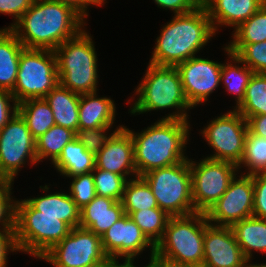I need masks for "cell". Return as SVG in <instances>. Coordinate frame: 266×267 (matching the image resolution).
Segmentation results:
<instances>
[{
	"mask_svg": "<svg viewBox=\"0 0 266 267\" xmlns=\"http://www.w3.org/2000/svg\"><path fill=\"white\" fill-rule=\"evenodd\" d=\"M85 19L68 5L35 0L10 28L27 49L55 50L84 28Z\"/></svg>",
	"mask_w": 266,
	"mask_h": 267,
	"instance_id": "6da1fadb",
	"label": "cell"
},
{
	"mask_svg": "<svg viewBox=\"0 0 266 267\" xmlns=\"http://www.w3.org/2000/svg\"><path fill=\"white\" fill-rule=\"evenodd\" d=\"M189 124L188 120L160 119L140 133L123 125L133 138L137 176L187 160L184 148L190 135Z\"/></svg>",
	"mask_w": 266,
	"mask_h": 267,
	"instance_id": "7a4b0ae2",
	"label": "cell"
},
{
	"mask_svg": "<svg viewBox=\"0 0 266 267\" xmlns=\"http://www.w3.org/2000/svg\"><path fill=\"white\" fill-rule=\"evenodd\" d=\"M215 34L202 4L190 13L174 15L157 37V44L149 63L176 66L194 57Z\"/></svg>",
	"mask_w": 266,
	"mask_h": 267,
	"instance_id": "3957f363",
	"label": "cell"
},
{
	"mask_svg": "<svg viewBox=\"0 0 266 267\" xmlns=\"http://www.w3.org/2000/svg\"><path fill=\"white\" fill-rule=\"evenodd\" d=\"M205 213L170 217L163 238L155 246V257L173 267H202Z\"/></svg>",
	"mask_w": 266,
	"mask_h": 267,
	"instance_id": "277c9868",
	"label": "cell"
},
{
	"mask_svg": "<svg viewBox=\"0 0 266 267\" xmlns=\"http://www.w3.org/2000/svg\"><path fill=\"white\" fill-rule=\"evenodd\" d=\"M143 80L137 86V101L130 107L132 115L176 108V112L161 119L188 120L187 111L192 109L188 103L180 74L175 66H158L148 64Z\"/></svg>",
	"mask_w": 266,
	"mask_h": 267,
	"instance_id": "5b68a950",
	"label": "cell"
},
{
	"mask_svg": "<svg viewBox=\"0 0 266 267\" xmlns=\"http://www.w3.org/2000/svg\"><path fill=\"white\" fill-rule=\"evenodd\" d=\"M59 83L78 94L97 92V54L84 29L55 50Z\"/></svg>",
	"mask_w": 266,
	"mask_h": 267,
	"instance_id": "8992f818",
	"label": "cell"
},
{
	"mask_svg": "<svg viewBox=\"0 0 266 267\" xmlns=\"http://www.w3.org/2000/svg\"><path fill=\"white\" fill-rule=\"evenodd\" d=\"M71 228L57 216L40 215L25 199L15 204V242L18 251L41 258L61 242Z\"/></svg>",
	"mask_w": 266,
	"mask_h": 267,
	"instance_id": "52a82bcc",
	"label": "cell"
},
{
	"mask_svg": "<svg viewBox=\"0 0 266 267\" xmlns=\"http://www.w3.org/2000/svg\"><path fill=\"white\" fill-rule=\"evenodd\" d=\"M150 186L158 207L170 217L195 213L189 159L141 176Z\"/></svg>",
	"mask_w": 266,
	"mask_h": 267,
	"instance_id": "ba28073f",
	"label": "cell"
},
{
	"mask_svg": "<svg viewBox=\"0 0 266 267\" xmlns=\"http://www.w3.org/2000/svg\"><path fill=\"white\" fill-rule=\"evenodd\" d=\"M58 83L55 51L27 48L21 51L17 79L11 92L17 104L44 98Z\"/></svg>",
	"mask_w": 266,
	"mask_h": 267,
	"instance_id": "9c48e42d",
	"label": "cell"
},
{
	"mask_svg": "<svg viewBox=\"0 0 266 267\" xmlns=\"http://www.w3.org/2000/svg\"><path fill=\"white\" fill-rule=\"evenodd\" d=\"M40 259L54 267H106L109 261L102 248L101 236L82 227L72 228Z\"/></svg>",
	"mask_w": 266,
	"mask_h": 267,
	"instance_id": "30bf717a",
	"label": "cell"
},
{
	"mask_svg": "<svg viewBox=\"0 0 266 267\" xmlns=\"http://www.w3.org/2000/svg\"><path fill=\"white\" fill-rule=\"evenodd\" d=\"M190 160L192 201L195 213L206 214L225 193L239 170L236 164L228 161L204 158L200 163H196Z\"/></svg>",
	"mask_w": 266,
	"mask_h": 267,
	"instance_id": "8fae6325",
	"label": "cell"
},
{
	"mask_svg": "<svg viewBox=\"0 0 266 267\" xmlns=\"http://www.w3.org/2000/svg\"><path fill=\"white\" fill-rule=\"evenodd\" d=\"M247 132V120L235 109L213 118L201 130L215 153L206 158L238 165L243 157Z\"/></svg>",
	"mask_w": 266,
	"mask_h": 267,
	"instance_id": "7c38bea8",
	"label": "cell"
},
{
	"mask_svg": "<svg viewBox=\"0 0 266 267\" xmlns=\"http://www.w3.org/2000/svg\"><path fill=\"white\" fill-rule=\"evenodd\" d=\"M27 159L33 165L38 163L36 140L25 120L16 113L0 130V177L9 178L14 182L18 171L26 164Z\"/></svg>",
	"mask_w": 266,
	"mask_h": 267,
	"instance_id": "4fadbf2b",
	"label": "cell"
},
{
	"mask_svg": "<svg viewBox=\"0 0 266 267\" xmlns=\"http://www.w3.org/2000/svg\"><path fill=\"white\" fill-rule=\"evenodd\" d=\"M239 177V178H237ZM235 176L220 199L209 209L206 217L210 224L232 226L235 222L253 216V175Z\"/></svg>",
	"mask_w": 266,
	"mask_h": 267,
	"instance_id": "5bb4252c",
	"label": "cell"
},
{
	"mask_svg": "<svg viewBox=\"0 0 266 267\" xmlns=\"http://www.w3.org/2000/svg\"><path fill=\"white\" fill-rule=\"evenodd\" d=\"M222 63L194 56L177 64L185 97L192 108L208 100L221 83Z\"/></svg>",
	"mask_w": 266,
	"mask_h": 267,
	"instance_id": "9a60e30c",
	"label": "cell"
},
{
	"mask_svg": "<svg viewBox=\"0 0 266 267\" xmlns=\"http://www.w3.org/2000/svg\"><path fill=\"white\" fill-rule=\"evenodd\" d=\"M101 244L109 260H117L119 257L134 260L150 246V259L155 257V245L127 214L101 235Z\"/></svg>",
	"mask_w": 266,
	"mask_h": 267,
	"instance_id": "2e32d148",
	"label": "cell"
},
{
	"mask_svg": "<svg viewBox=\"0 0 266 267\" xmlns=\"http://www.w3.org/2000/svg\"><path fill=\"white\" fill-rule=\"evenodd\" d=\"M202 267H248L231 226L208 223L204 232Z\"/></svg>",
	"mask_w": 266,
	"mask_h": 267,
	"instance_id": "e0dca14e",
	"label": "cell"
},
{
	"mask_svg": "<svg viewBox=\"0 0 266 267\" xmlns=\"http://www.w3.org/2000/svg\"><path fill=\"white\" fill-rule=\"evenodd\" d=\"M98 169L113 172L127 178L137 176L134 162V146L131 134L122 127L117 130L95 156Z\"/></svg>",
	"mask_w": 266,
	"mask_h": 267,
	"instance_id": "ac0fdd59",
	"label": "cell"
},
{
	"mask_svg": "<svg viewBox=\"0 0 266 267\" xmlns=\"http://www.w3.org/2000/svg\"><path fill=\"white\" fill-rule=\"evenodd\" d=\"M266 0H201L211 20L213 29L222 25L238 28L257 12ZM218 29V30H217Z\"/></svg>",
	"mask_w": 266,
	"mask_h": 267,
	"instance_id": "d6986e66",
	"label": "cell"
},
{
	"mask_svg": "<svg viewBox=\"0 0 266 267\" xmlns=\"http://www.w3.org/2000/svg\"><path fill=\"white\" fill-rule=\"evenodd\" d=\"M124 215L125 211L121 201L97 195L80 210L79 227L101 236Z\"/></svg>",
	"mask_w": 266,
	"mask_h": 267,
	"instance_id": "ffe728a7",
	"label": "cell"
},
{
	"mask_svg": "<svg viewBox=\"0 0 266 267\" xmlns=\"http://www.w3.org/2000/svg\"><path fill=\"white\" fill-rule=\"evenodd\" d=\"M96 92L80 94L79 129L112 127L115 121L114 101L107 97H97Z\"/></svg>",
	"mask_w": 266,
	"mask_h": 267,
	"instance_id": "44dd1931",
	"label": "cell"
},
{
	"mask_svg": "<svg viewBox=\"0 0 266 267\" xmlns=\"http://www.w3.org/2000/svg\"><path fill=\"white\" fill-rule=\"evenodd\" d=\"M44 98L52 109L56 125L76 133L79 130L80 94L58 83Z\"/></svg>",
	"mask_w": 266,
	"mask_h": 267,
	"instance_id": "7402d4cb",
	"label": "cell"
},
{
	"mask_svg": "<svg viewBox=\"0 0 266 267\" xmlns=\"http://www.w3.org/2000/svg\"><path fill=\"white\" fill-rule=\"evenodd\" d=\"M40 215L57 216L71 229L79 227L80 209L67 193L57 192L40 197L25 199Z\"/></svg>",
	"mask_w": 266,
	"mask_h": 267,
	"instance_id": "603a6c76",
	"label": "cell"
},
{
	"mask_svg": "<svg viewBox=\"0 0 266 267\" xmlns=\"http://www.w3.org/2000/svg\"><path fill=\"white\" fill-rule=\"evenodd\" d=\"M24 48L10 29H0V89L13 91Z\"/></svg>",
	"mask_w": 266,
	"mask_h": 267,
	"instance_id": "cb8c5ba5",
	"label": "cell"
},
{
	"mask_svg": "<svg viewBox=\"0 0 266 267\" xmlns=\"http://www.w3.org/2000/svg\"><path fill=\"white\" fill-rule=\"evenodd\" d=\"M60 175L71 177L91 173L95 169V155L88 152L75 138L63 149L60 156L52 163Z\"/></svg>",
	"mask_w": 266,
	"mask_h": 267,
	"instance_id": "d4e9b609",
	"label": "cell"
},
{
	"mask_svg": "<svg viewBox=\"0 0 266 267\" xmlns=\"http://www.w3.org/2000/svg\"><path fill=\"white\" fill-rule=\"evenodd\" d=\"M236 241L246 259L251 262L252 251L266 252V219L249 217L231 226Z\"/></svg>",
	"mask_w": 266,
	"mask_h": 267,
	"instance_id": "484cf974",
	"label": "cell"
},
{
	"mask_svg": "<svg viewBox=\"0 0 266 267\" xmlns=\"http://www.w3.org/2000/svg\"><path fill=\"white\" fill-rule=\"evenodd\" d=\"M17 108L35 140L56 125L52 109L45 98L24 100L18 103Z\"/></svg>",
	"mask_w": 266,
	"mask_h": 267,
	"instance_id": "4316f807",
	"label": "cell"
},
{
	"mask_svg": "<svg viewBox=\"0 0 266 267\" xmlns=\"http://www.w3.org/2000/svg\"><path fill=\"white\" fill-rule=\"evenodd\" d=\"M224 49L227 52L228 58L231 60L229 63L222 65L220 82L224 83L225 88L229 93L236 95L237 99H235V107H237L245 97L246 87L254 72L235 54L231 53L228 46H226ZM237 63L238 65H236ZM239 63L243 64V66H239Z\"/></svg>",
	"mask_w": 266,
	"mask_h": 267,
	"instance_id": "83f0119b",
	"label": "cell"
},
{
	"mask_svg": "<svg viewBox=\"0 0 266 267\" xmlns=\"http://www.w3.org/2000/svg\"><path fill=\"white\" fill-rule=\"evenodd\" d=\"M234 109L245 119L266 114V73H253L243 101Z\"/></svg>",
	"mask_w": 266,
	"mask_h": 267,
	"instance_id": "f1b7e54d",
	"label": "cell"
},
{
	"mask_svg": "<svg viewBox=\"0 0 266 267\" xmlns=\"http://www.w3.org/2000/svg\"><path fill=\"white\" fill-rule=\"evenodd\" d=\"M121 202L127 215L142 209L159 208L150 186L139 176L127 181Z\"/></svg>",
	"mask_w": 266,
	"mask_h": 267,
	"instance_id": "f546056e",
	"label": "cell"
},
{
	"mask_svg": "<svg viewBox=\"0 0 266 267\" xmlns=\"http://www.w3.org/2000/svg\"><path fill=\"white\" fill-rule=\"evenodd\" d=\"M76 138V133L68 128L54 125L46 133L36 139L37 161L51 158L53 163L61 154L62 149Z\"/></svg>",
	"mask_w": 266,
	"mask_h": 267,
	"instance_id": "4dcf8cb0",
	"label": "cell"
},
{
	"mask_svg": "<svg viewBox=\"0 0 266 267\" xmlns=\"http://www.w3.org/2000/svg\"><path fill=\"white\" fill-rule=\"evenodd\" d=\"M129 217L156 246L163 238L170 216L160 208H151L132 212Z\"/></svg>",
	"mask_w": 266,
	"mask_h": 267,
	"instance_id": "1f68e13d",
	"label": "cell"
},
{
	"mask_svg": "<svg viewBox=\"0 0 266 267\" xmlns=\"http://www.w3.org/2000/svg\"><path fill=\"white\" fill-rule=\"evenodd\" d=\"M246 167L249 170L245 175L266 173V137L252 134L249 130L245 138L244 153L238 169Z\"/></svg>",
	"mask_w": 266,
	"mask_h": 267,
	"instance_id": "d6a6232c",
	"label": "cell"
},
{
	"mask_svg": "<svg viewBox=\"0 0 266 267\" xmlns=\"http://www.w3.org/2000/svg\"><path fill=\"white\" fill-rule=\"evenodd\" d=\"M229 44H252L266 40V3L236 28Z\"/></svg>",
	"mask_w": 266,
	"mask_h": 267,
	"instance_id": "836d02e7",
	"label": "cell"
},
{
	"mask_svg": "<svg viewBox=\"0 0 266 267\" xmlns=\"http://www.w3.org/2000/svg\"><path fill=\"white\" fill-rule=\"evenodd\" d=\"M228 47L254 73H266V40L252 44H228Z\"/></svg>",
	"mask_w": 266,
	"mask_h": 267,
	"instance_id": "e575fe53",
	"label": "cell"
},
{
	"mask_svg": "<svg viewBox=\"0 0 266 267\" xmlns=\"http://www.w3.org/2000/svg\"><path fill=\"white\" fill-rule=\"evenodd\" d=\"M96 194L121 201L128 178L102 169L92 171Z\"/></svg>",
	"mask_w": 266,
	"mask_h": 267,
	"instance_id": "d590c367",
	"label": "cell"
},
{
	"mask_svg": "<svg viewBox=\"0 0 266 267\" xmlns=\"http://www.w3.org/2000/svg\"><path fill=\"white\" fill-rule=\"evenodd\" d=\"M72 177L69 195L81 210L97 196L94 177L92 172Z\"/></svg>",
	"mask_w": 266,
	"mask_h": 267,
	"instance_id": "8d00e7d4",
	"label": "cell"
},
{
	"mask_svg": "<svg viewBox=\"0 0 266 267\" xmlns=\"http://www.w3.org/2000/svg\"><path fill=\"white\" fill-rule=\"evenodd\" d=\"M123 125L116 128L112 131L111 135L107 136V130H110L111 127H99L95 129H79L76 132V139L85 147V149L94 154L95 156L100 152L102 147L107 143L111 136Z\"/></svg>",
	"mask_w": 266,
	"mask_h": 267,
	"instance_id": "74e56055",
	"label": "cell"
},
{
	"mask_svg": "<svg viewBox=\"0 0 266 267\" xmlns=\"http://www.w3.org/2000/svg\"><path fill=\"white\" fill-rule=\"evenodd\" d=\"M253 186V217L266 219V173H258L253 175Z\"/></svg>",
	"mask_w": 266,
	"mask_h": 267,
	"instance_id": "f35d334b",
	"label": "cell"
},
{
	"mask_svg": "<svg viewBox=\"0 0 266 267\" xmlns=\"http://www.w3.org/2000/svg\"><path fill=\"white\" fill-rule=\"evenodd\" d=\"M9 188L1 197H0V224L1 230H14L15 227V204L16 201L13 200L12 190ZM3 227V228H2Z\"/></svg>",
	"mask_w": 266,
	"mask_h": 267,
	"instance_id": "ab89813d",
	"label": "cell"
},
{
	"mask_svg": "<svg viewBox=\"0 0 266 267\" xmlns=\"http://www.w3.org/2000/svg\"><path fill=\"white\" fill-rule=\"evenodd\" d=\"M35 0H0V13L13 15L15 22L6 27L10 29L20 17L33 5ZM16 18V19H15Z\"/></svg>",
	"mask_w": 266,
	"mask_h": 267,
	"instance_id": "60d3db41",
	"label": "cell"
},
{
	"mask_svg": "<svg viewBox=\"0 0 266 267\" xmlns=\"http://www.w3.org/2000/svg\"><path fill=\"white\" fill-rule=\"evenodd\" d=\"M9 102H13V106ZM17 107L18 104L12 93L0 89V130L18 113Z\"/></svg>",
	"mask_w": 266,
	"mask_h": 267,
	"instance_id": "b9f144b4",
	"label": "cell"
},
{
	"mask_svg": "<svg viewBox=\"0 0 266 267\" xmlns=\"http://www.w3.org/2000/svg\"><path fill=\"white\" fill-rule=\"evenodd\" d=\"M158 7L170 9L174 15L185 14L194 11L201 5V0H153Z\"/></svg>",
	"mask_w": 266,
	"mask_h": 267,
	"instance_id": "7bdbcfd3",
	"label": "cell"
},
{
	"mask_svg": "<svg viewBox=\"0 0 266 267\" xmlns=\"http://www.w3.org/2000/svg\"><path fill=\"white\" fill-rule=\"evenodd\" d=\"M18 251L14 230L0 229V267H6L8 252Z\"/></svg>",
	"mask_w": 266,
	"mask_h": 267,
	"instance_id": "ee69618b",
	"label": "cell"
},
{
	"mask_svg": "<svg viewBox=\"0 0 266 267\" xmlns=\"http://www.w3.org/2000/svg\"><path fill=\"white\" fill-rule=\"evenodd\" d=\"M248 130L261 137H266V114L255 115L247 119Z\"/></svg>",
	"mask_w": 266,
	"mask_h": 267,
	"instance_id": "f6af8a7d",
	"label": "cell"
},
{
	"mask_svg": "<svg viewBox=\"0 0 266 267\" xmlns=\"http://www.w3.org/2000/svg\"><path fill=\"white\" fill-rule=\"evenodd\" d=\"M93 4V0H73V9L77 11L84 19L87 18L88 6Z\"/></svg>",
	"mask_w": 266,
	"mask_h": 267,
	"instance_id": "bcb514c9",
	"label": "cell"
},
{
	"mask_svg": "<svg viewBox=\"0 0 266 267\" xmlns=\"http://www.w3.org/2000/svg\"><path fill=\"white\" fill-rule=\"evenodd\" d=\"M124 261L123 264H120L117 260H109L106 267H136L134 260L126 259ZM144 267H153V259H150L148 265Z\"/></svg>",
	"mask_w": 266,
	"mask_h": 267,
	"instance_id": "7dc6e473",
	"label": "cell"
},
{
	"mask_svg": "<svg viewBox=\"0 0 266 267\" xmlns=\"http://www.w3.org/2000/svg\"><path fill=\"white\" fill-rule=\"evenodd\" d=\"M13 182L6 177H0V197L13 185Z\"/></svg>",
	"mask_w": 266,
	"mask_h": 267,
	"instance_id": "c3c4849f",
	"label": "cell"
},
{
	"mask_svg": "<svg viewBox=\"0 0 266 267\" xmlns=\"http://www.w3.org/2000/svg\"><path fill=\"white\" fill-rule=\"evenodd\" d=\"M51 1L59 2V3L68 5V6H70L71 8H73V0H51Z\"/></svg>",
	"mask_w": 266,
	"mask_h": 267,
	"instance_id": "681fc988",
	"label": "cell"
},
{
	"mask_svg": "<svg viewBox=\"0 0 266 267\" xmlns=\"http://www.w3.org/2000/svg\"><path fill=\"white\" fill-rule=\"evenodd\" d=\"M153 267H173L153 259Z\"/></svg>",
	"mask_w": 266,
	"mask_h": 267,
	"instance_id": "f907efd6",
	"label": "cell"
},
{
	"mask_svg": "<svg viewBox=\"0 0 266 267\" xmlns=\"http://www.w3.org/2000/svg\"><path fill=\"white\" fill-rule=\"evenodd\" d=\"M106 0H93V5L95 6H102V4H104Z\"/></svg>",
	"mask_w": 266,
	"mask_h": 267,
	"instance_id": "816d5d0a",
	"label": "cell"
},
{
	"mask_svg": "<svg viewBox=\"0 0 266 267\" xmlns=\"http://www.w3.org/2000/svg\"><path fill=\"white\" fill-rule=\"evenodd\" d=\"M248 267H265V263H263V264H250Z\"/></svg>",
	"mask_w": 266,
	"mask_h": 267,
	"instance_id": "f5cc1de1",
	"label": "cell"
}]
</instances>
